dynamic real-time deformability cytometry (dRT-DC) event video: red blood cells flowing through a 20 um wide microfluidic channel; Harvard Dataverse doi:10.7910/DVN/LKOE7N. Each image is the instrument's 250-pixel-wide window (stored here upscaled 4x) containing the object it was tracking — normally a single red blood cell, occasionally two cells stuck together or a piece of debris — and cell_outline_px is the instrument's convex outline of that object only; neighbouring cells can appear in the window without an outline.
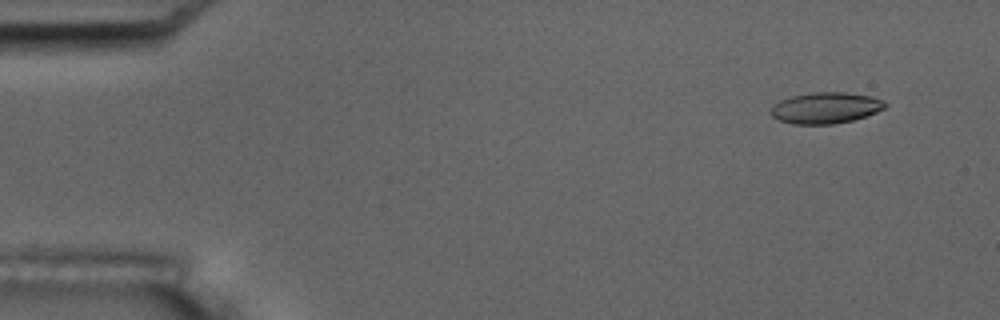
{"species": "common noctule bat (a hibernating species)", "species_latin": "Nyctalus noctula", "temperature_condition": "room temperature", "stored_images_in_passage": 4, "camera_frame_rate_fps": 3000, "um_per_image_px": 0.085, "animal": {"sex": "male", "body_mass_g": 17.5, "forearm_length_mm": 52.3}, "frame": {"image": 1, "passage_image": 2, "time_ms": 1.333, "image_size_px": [1000, 320], "cell_outline_px": [[888, 104], [884, 108], [876, 112], [852, 120], [832, 124], [792, 124], [780, 120], [772, 116], [768, 112], [780, 100], [792, 96], [812, 92], [844, 92], [872, 96], [884, 100]], "centroid_in_image_um": [70.18, 9.16], "position_along_channel_um": 14.8, "area_um2": 20.69}}